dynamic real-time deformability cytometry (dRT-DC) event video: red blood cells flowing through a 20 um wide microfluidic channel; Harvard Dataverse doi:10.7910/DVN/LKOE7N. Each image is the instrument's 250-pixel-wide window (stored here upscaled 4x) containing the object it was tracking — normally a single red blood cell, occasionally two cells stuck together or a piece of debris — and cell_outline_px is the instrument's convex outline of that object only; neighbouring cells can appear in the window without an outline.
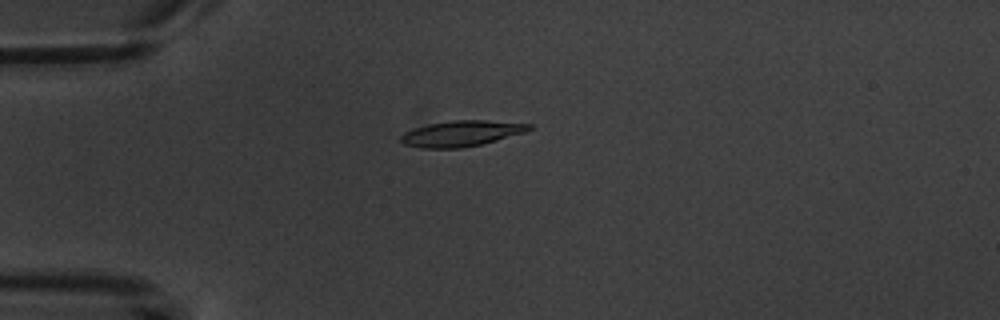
{"species": "common noctule bat (a hibernating species)", "species_latin": "Nyctalus noctula", "temperature_condition": "warm", "stored_images_in_passage": 7, "camera_frame_rate_fps": 3000, "um_per_image_px": 0.085, "animal": {"sex": "male", "body_mass_g": 20.1, "forearm_length_mm": 53.5}, "frame": {"image": 1, "passage_image": 5, "time_ms": 4.667, "image_size_px": [1000, 320], "cell_outline_px": [[532, 128], [524, 132], [496, 140], [480, 144], [460, 148], [420, 148], [404, 144], [400, 140], [400, 136], [404, 132], [428, 124], [452, 120], [484, 120], [532, 124]], "centroid_in_image_um": [39.18, 11.34], "position_along_channel_um": 45.8, "area_um2": 19.02}}